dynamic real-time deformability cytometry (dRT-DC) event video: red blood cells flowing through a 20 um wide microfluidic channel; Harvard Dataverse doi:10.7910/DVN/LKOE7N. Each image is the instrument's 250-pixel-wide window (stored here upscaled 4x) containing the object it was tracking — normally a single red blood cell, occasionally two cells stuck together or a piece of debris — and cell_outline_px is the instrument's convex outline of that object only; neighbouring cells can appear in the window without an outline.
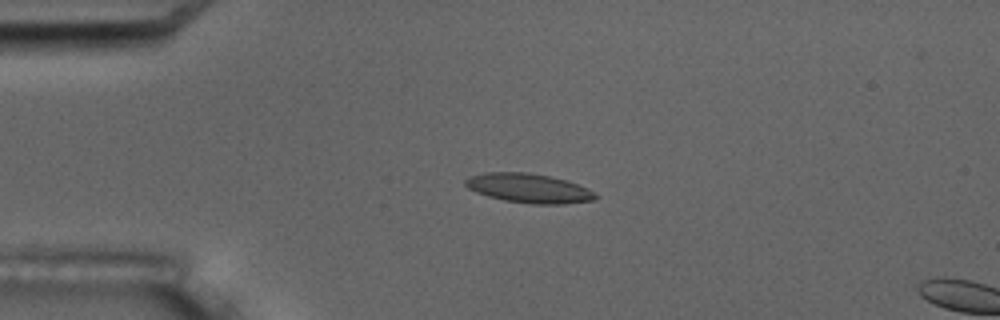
{"species": "common noctule bat (a hibernating species)", "species_latin": "Nyctalus noctula", "temperature_condition": "room temperature", "stored_images_in_passage": 5, "camera_frame_rate_fps": 3000, "um_per_image_px": 0.085, "animal": {"sex": "male", "body_mass_g": 17.5, "forearm_length_mm": 52.3}, "frame": {"image": 1, "passage_image": 4, "time_ms": 3.333, "image_size_px": [1000, 320], "cell_outline_px": [[600, 196], [596, 200], [564, 204], [532, 204], [504, 200], [488, 196], [476, 192], [468, 188], [464, 184], [464, 180], [468, 176], [484, 172], [528, 172], [548, 176], [564, 180], [588, 188]], "centroid_in_image_um": [44.94, 16.0], "position_along_channel_um": 40.1, "area_um2": 22.31}}